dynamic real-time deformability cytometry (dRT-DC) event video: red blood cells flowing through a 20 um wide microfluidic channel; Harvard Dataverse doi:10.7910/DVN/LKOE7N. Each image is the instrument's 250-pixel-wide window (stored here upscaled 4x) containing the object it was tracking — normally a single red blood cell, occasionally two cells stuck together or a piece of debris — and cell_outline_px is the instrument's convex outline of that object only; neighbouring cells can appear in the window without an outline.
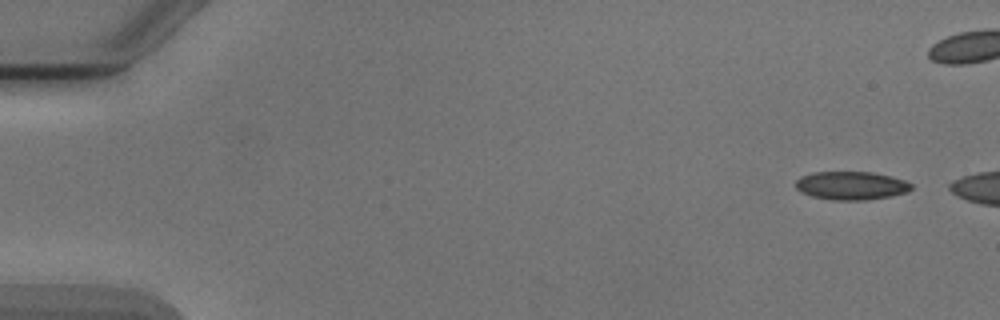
{"species": "Egyptian fruit bat (a non-hibernating species)", "species_latin": "Rousettus aegyptiacus", "temperature_condition": "cold", "stored_images_in_passage": 5, "camera_frame_rate_fps": 3000, "um_per_image_px": 0.085, "animal": {"sex": "male"}, "frame": {"image": 1, "passage_image": 1, "time_ms": 0.0, "image_size_px": [1000, 320], "cell_outline_px": [[912, 188], [908, 192], [892, 196], [864, 200], [832, 200], [812, 196], [800, 192], [796, 188], [796, 180], [800, 176], [812, 172], [872, 172], [904, 180], [912, 184]], "centroid_in_image_um": [72.33, 15.78], "position_along_channel_um": 12.7, "area_um2": 19.13}}